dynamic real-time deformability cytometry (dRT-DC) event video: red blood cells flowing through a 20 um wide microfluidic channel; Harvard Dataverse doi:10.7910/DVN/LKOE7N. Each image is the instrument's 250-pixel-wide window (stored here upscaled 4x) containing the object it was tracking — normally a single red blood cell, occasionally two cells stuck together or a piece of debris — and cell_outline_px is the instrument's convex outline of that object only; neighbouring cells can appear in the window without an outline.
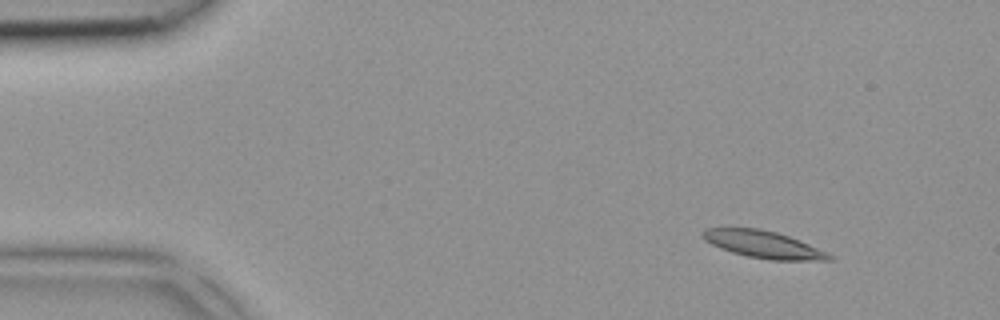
{"species": "common noctule bat (a hibernating species)", "species_latin": "Nyctalus noctula", "temperature_condition": "room temperature", "stored_images_in_passage": 3, "camera_frame_rate_fps": 3000, "um_per_image_px": 0.085, "animal": {"sex": "female", "body_mass_g": 18.4}, "frame": {"image": 1, "passage_image": 2, "time_ms": 0.333, "image_size_px": [1000, 320], "cell_outline_px": [[832, 260], [768, 260], [748, 256], [732, 252], [720, 248], [704, 240], [700, 236], [700, 232], [704, 228], [760, 228], [776, 232], [800, 240], [828, 252], [832, 256]], "centroid_in_image_um": [64.85, 20.77], "position_along_channel_um": 20.1, "area_um2": 20.11}}